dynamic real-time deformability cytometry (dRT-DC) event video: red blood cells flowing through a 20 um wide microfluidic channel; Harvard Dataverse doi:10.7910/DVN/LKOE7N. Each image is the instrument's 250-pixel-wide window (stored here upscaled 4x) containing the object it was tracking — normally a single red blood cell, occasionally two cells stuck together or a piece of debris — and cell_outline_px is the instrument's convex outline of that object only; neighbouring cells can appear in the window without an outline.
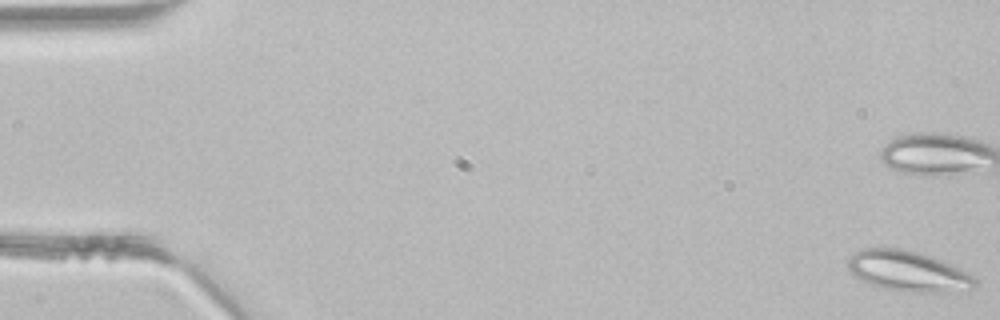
{"species": "common noctule bat (a hibernating species)", "species_latin": "Nyctalus noctula", "temperature_condition": "room temperature", "stored_images_in_passage": 46, "camera_frame_rate_fps": 3000, "um_per_image_px": 0.085, "animal": {"sex": "male", "body_mass_g": 21.5, "forearm_length_mm": 52.0}, "frame": {"image": 1, "passage_image": 1, "time_ms": 0.0, "image_size_px": [1000, 320], "cell_outline_px": [[976, 284], [972, 288], [932, 292], [900, 292], [868, 284], [856, 276], [848, 268], [848, 260], [856, 252], [864, 248], [900, 248], [916, 252], [940, 260], [972, 276], [976, 280]], "centroid_in_image_um": [77.11, 23.05], "position_along_channel_um": 7.9, "area_um2": 29.13}}
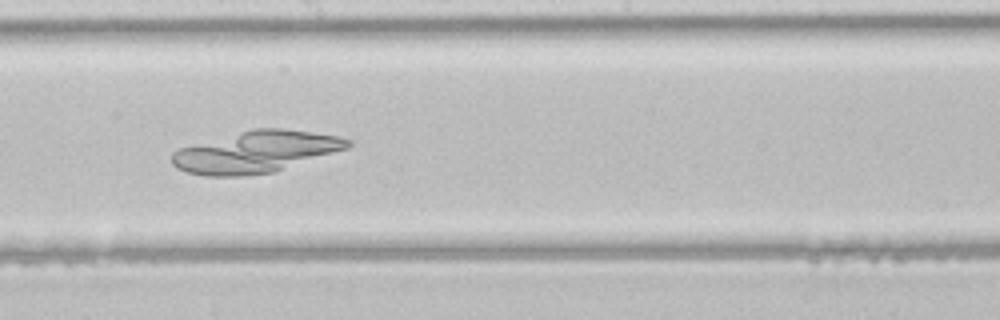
{"frame": {"image": 2, "passage_image": 26, "time_ms": 8.333, "image_size_px": [1000, 320], "cell_outline_px": [[352, 144], [348, 148], [272, 172], [240, 176], [204, 176], [188, 172], [176, 168], [172, 164], [172, 152], [180, 148], [252, 128], [280, 128], [340, 136], [352, 140]], "centroid_in_image_um": [21.75, 12.91], "position_along_channel_um": 226.5, "area_um2": 42.19}}
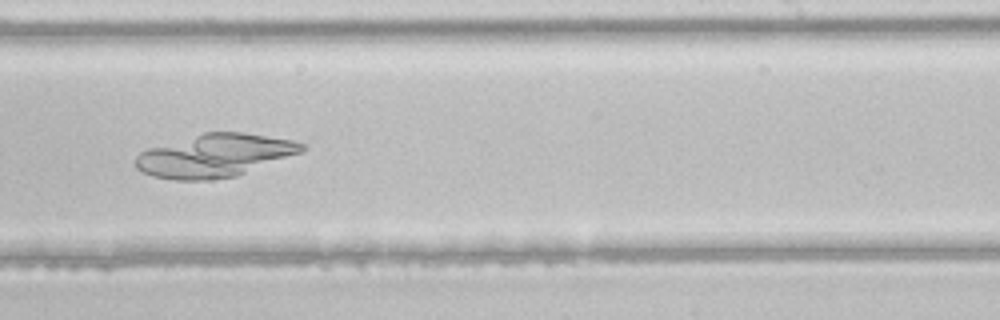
{"frame": {"image": 3, "passage_image": 29, "time_ms": 9.333, "image_size_px": [1000, 320], "cell_outline_px": [[304, 152], [236, 176], [208, 180], [176, 180], [152, 176], [136, 168], [136, 156], [140, 152], [148, 148], [204, 132], [244, 132], [292, 140], [304, 144]], "centroid_in_image_um": [18.27, 13.22], "position_along_channel_um": 270.7, "area_um2": 41.56}}